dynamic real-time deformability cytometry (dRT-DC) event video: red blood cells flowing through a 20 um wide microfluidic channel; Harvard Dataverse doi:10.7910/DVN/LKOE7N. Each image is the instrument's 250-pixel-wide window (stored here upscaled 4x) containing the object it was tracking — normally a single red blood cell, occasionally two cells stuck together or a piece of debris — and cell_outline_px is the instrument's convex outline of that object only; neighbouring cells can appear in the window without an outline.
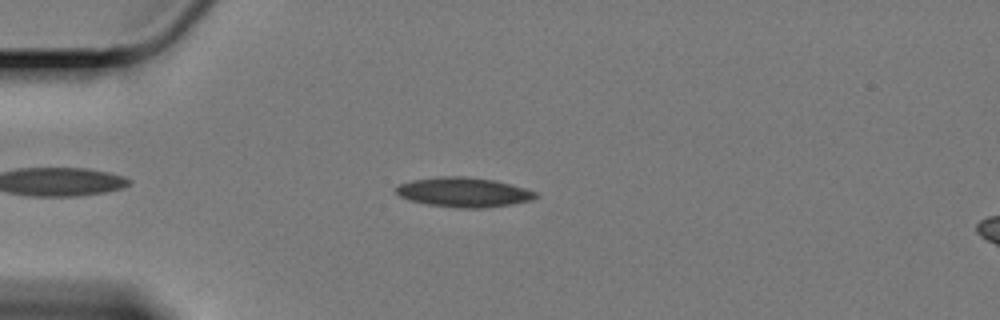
{"species": "Egyptian fruit bat (a non-hibernating species)", "species_latin": "Rousettus aegyptiacus", "temperature_condition": "cold", "stored_images_in_passage": 39, "camera_frame_rate_fps": 3000, "um_per_image_px": 0.085, "animal": {"sex": "female"}, "frame": {"image": 1, "passage_image": 8, "time_ms": 2.333, "image_size_px": [1000, 320], "cell_outline_px": [[536, 196], [528, 200], [508, 204], [480, 208], [460, 208], [428, 204], [408, 200], [400, 196], [396, 192], [396, 188], [400, 184], [412, 180], [444, 176], [460, 176], [492, 180], [524, 188], [536, 192]], "centroid_in_image_um": [39.34, 16.34], "position_along_channel_um": 45.7, "area_um2": 23.41}}
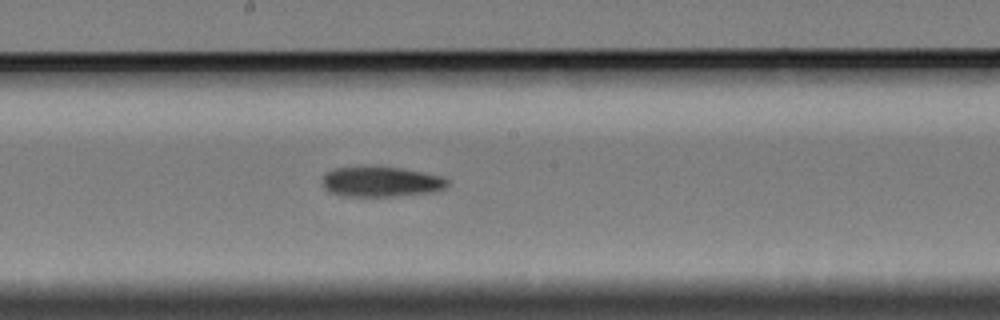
{"frame": {"image": 2, "passage_image": 25, "time_ms": 8.0, "image_size_px": [1000, 320], "cell_outline_px": [[448, 184], [444, 188], [436, 192], [396, 196], [344, 196], [328, 192], [324, 188], [324, 176], [328, 172], [336, 168], [404, 168], [444, 176], [448, 180]], "centroid_in_image_um": [32.47, 15.47], "position_along_channel_um": 215.7, "area_um2": 21.73}}
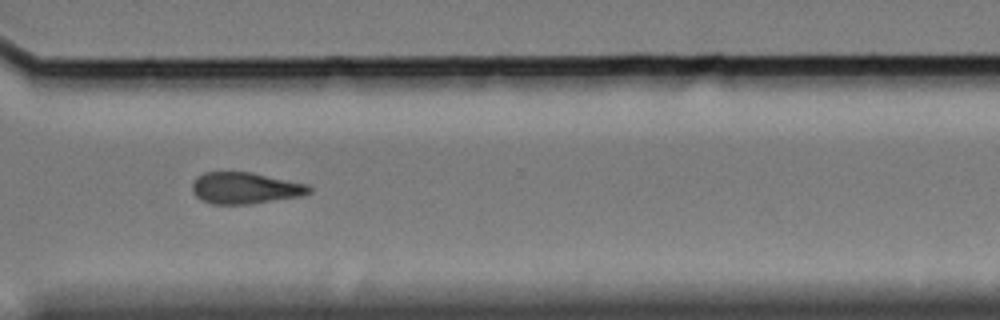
{"frame": {"image": 3, "passage_image": 37, "time_ms": 12.0, "image_size_px": [1000, 320], "cell_outline_px": [[312, 192], [304, 196], [252, 204], [212, 204], [200, 200], [192, 192], [192, 184], [196, 176], [204, 172], [252, 172], [308, 184], [312, 188]], "centroid_in_image_um": [20.86, 15.99], "position_along_channel_um": 349.7, "area_um2": 21.85}}